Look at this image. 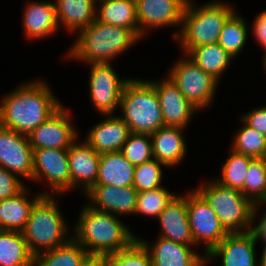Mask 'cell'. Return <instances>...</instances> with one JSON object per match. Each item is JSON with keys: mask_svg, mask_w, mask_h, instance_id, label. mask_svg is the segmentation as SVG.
<instances>
[{"mask_svg": "<svg viewBox=\"0 0 266 266\" xmlns=\"http://www.w3.org/2000/svg\"><path fill=\"white\" fill-rule=\"evenodd\" d=\"M175 195L163 186L138 192L134 214H143L157 219Z\"/></svg>", "mask_w": 266, "mask_h": 266, "instance_id": "cell-36", "label": "cell"}, {"mask_svg": "<svg viewBox=\"0 0 266 266\" xmlns=\"http://www.w3.org/2000/svg\"><path fill=\"white\" fill-rule=\"evenodd\" d=\"M150 254L153 266H205V256L191 249L196 245H186L158 237L151 245L137 238Z\"/></svg>", "mask_w": 266, "mask_h": 266, "instance_id": "cell-18", "label": "cell"}, {"mask_svg": "<svg viewBox=\"0 0 266 266\" xmlns=\"http://www.w3.org/2000/svg\"><path fill=\"white\" fill-rule=\"evenodd\" d=\"M162 166L165 164L158 162L155 158L135 166L133 187L138 191H148L162 187L163 177Z\"/></svg>", "mask_w": 266, "mask_h": 266, "instance_id": "cell-38", "label": "cell"}, {"mask_svg": "<svg viewBox=\"0 0 266 266\" xmlns=\"http://www.w3.org/2000/svg\"><path fill=\"white\" fill-rule=\"evenodd\" d=\"M51 195H42L33 205L29 219L21 231L33 256L66 243L68 225ZM68 237V238H67Z\"/></svg>", "mask_w": 266, "mask_h": 266, "instance_id": "cell-6", "label": "cell"}, {"mask_svg": "<svg viewBox=\"0 0 266 266\" xmlns=\"http://www.w3.org/2000/svg\"><path fill=\"white\" fill-rule=\"evenodd\" d=\"M91 255L73 237L34 256L33 266H81Z\"/></svg>", "mask_w": 266, "mask_h": 266, "instance_id": "cell-28", "label": "cell"}, {"mask_svg": "<svg viewBox=\"0 0 266 266\" xmlns=\"http://www.w3.org/2000/svg\"><path fill=\"white\" fill-rule=\"evenodd\" d=\"M29 189L26 187L17 195L0 200V230L22 231L29 219L30 211L35 202L42 195H50L49 192H41L28 199Z\"/></svg>", "mask_w": 266, "mask_h": 266, "instance_id": "cell-24", "label": "cell"}, {"mask_svg": "<svg viewBox=\"0 0 266 266\" xmlns=\"http://www.w3.org/2000/svg\"><path fill=\"white\" fill-rule=\"evenodd\" d=\"M248 126L266 136V105L255 108L240 117Z\"/></svg>", "mask_w": 266, "mask_h": 266, "instance_id": "cell-40", "label": "cell"}, {"mask_svg": "<svg viewBox=\"0 0 266 266\" xmlns=\"http://www.w3.org/2000/svg\"><path fill=\"white\" fill-rule=\"evenodd\" d=\"M58 100L43 80L19 85L0 101V126L29 135L62 106Z\"/></svg>", "mask_w": 266, "mask_h": 266, "instance_id": "cell-1", "label": "cell"}, {"mask_svg": "<svg viewBox=\"0 0 266 266\" xmlns=\"http://www.w3.org/2000/svg\"><path fill=\"white\" fill-rule=\"evenodd\" d=\"M139 37L147 29L182 25L184 9L188 0H135Z\"/></svg>", "mask_w": 266, "mask_h": 266, "instance_id": "cell-14", "label": "cell"}, {"mask_svg": "<svg viewBox=\"0 0 266 266\" xmlns=\"http://www.w3.org/2000/svg\"><path fill=\"white\" fill-rule=\"evenodd\" d=\"M68 58L84 63H111L141 38L132 30L95 20L80 30Z\"/></svg>", "mask_w": 266, "mask_h": 266, "instance_id": "cell-3", "label": "cell"}, {"mask_svg": "<svg viewBox=\"0 0 266 266\" xmlns=\"http://www.w3.org/2000/svg\"><path fill=\"white\" fill-rule=\"evenodd\" d=\"M98 3L95 20L132 29L139 36L135 0H103Z\"/></svg>", "mask_w": 266, "mask_h": 266, "instance_id": "cell-27", "label": "cell"}, {"mask_svg": "<svg viewBox=\"0 0 266 266\" xmlns=\"http://www.w3.org/2000/svg\"><path fill=\"white\" fill-rule=\"evenodd\" d=\"M184 130L181 127L164 126L150 134L153 158L166 167L179 165L187 154Z\"/></svg>", "mask_w": 266, "mask_h": 266, "instance_id": "cell-22", "label": "cell"}, {"mask_svg": "<svg viewBox=\"0 0 266 266\" xmlns=\"http://www.w3.org/2000/svg\"><path fill=\"white\" fill-rule=\"evenodd\" d=\"M75 235L72 236L91 256H104L128 248L137 236L114 214L83 205Z\"/></svg>", "mask_w": 266, "mask_h": 266, "instance_id": "cell-2", "label": "cell"}, {"mask_svg": "<svg viewBox=\"0 0 266 266\" xmlns=\"http://www.w3.org/2000/svg\"><path fill=\"white\" fill-rule=\"evenodd\" d=\"M48 182L53 195L65 194L71 190L68 149H36L33 150L32 181Z\"/></svg>", "mask_w": 266, "mask_h": 266, "instance_id": "cell-11", "label": "cell"}, {"mask_svg": "<svg viewBox=\"0 0 266 266\" xmlns=\"http://www.w3.org/2000/svg\"><path fill=\"white\" fill-rule=\"evenodd\" d=\"M104 266H153L144 245L136 239L128 248L102 256Z\"/></svg>", "mask_w": 266, "mask_h": 266, "instance_id": "cell-35", "label": "cell"}, {"mask_svg": "<svg viewBox=\"0 0 266 266\" xmlns=\"http://www.w3.org/2000/svg\"><path fill=\"white\" fill-rule=\"evenodd\" d=\"M68 160L71 190L81 186L86 194L96 184L100 154L94 151L86 141L78 144L74 142L68 148Z\"/></svg>", "mask_w": 266, "mask_h": 266, "instance_id": "cell-19", "label": "cell"}, {"mask_svg": "<svg viewBox=\"0 0 266 266\" xmlns=\"http://www.w3.org/2000/svg\"><path fill=\"white\" fill-rule=\"evenodd\" d=\"M254 158L236 153L231 150L227 160L221 168V177L215 181L221 185L241 191L244 195V182L250 162Z\"/></svg>", "mask_w": 266, "mask_h": 266, "instance_id": "cell-32", "label": "cell"}, {"mask_svg": "<svg viewBox=\"0 0 266 266\" xmlns=\"http://www.w3.org/2000/svg\"><path fill=\"white\" fill-rule=\"evenodd\" d=\"M134 166L153 158L150 134L131 133L120 151Z\"/></svg>", "mask_w": 266, "mask_h": 266, "instance_id": "cell-37", "label": "cell"}, {"mask_svg": "<svg viewBox=\"0 0 266 266\" xmlns=\"http://www.w3.org/2000/svg\"><path fill=\"white\" fill-rule=\"evenodd\" d=\"M33 261L22 232L0 230V266H33Z\"/></svg>", "mask_w": 266, "mask_h": 266, "instance_id": "cell-29", "label": "cell"}, {"mask_svg": "<svg viewBox=\"0 0 266 266\" xmlns=\"http://www.w3.org/2000/svg\"><path fill=\"white\" fill-rule=\"evenodd\" d=\"M265 202H261L259 204L256 205V217H257V213H258V208H260V206L265 205ZM265 212L262 216H260V220L258 222V224L255 225L254 230L256 231L257 235H258V239H261L263 243H266V210H264Z\"/></svg>", "mask_w": 266, "mask_h": 266, "instance_id": "cell-42", "label": "cell"}, {"mask_svg": "<svg viewBox=\"0 0 266 266\" xmlns=\"http://www.w3.org/2000/svg\"><path fill=\"white\" fill-rule=\"evenodd\" d=\"M157 92L161 105L164 126L187 128L193 115L199 111L167 77L161 81L148 80ZM194 113V114H193Z\"/></svg>", "mask_w": 266, "mask_h": 266, "instance_id": "cell-16", "label": "cell"}, {"mask_svg": "<svg viewBox=\"0 0 266 266\" xmlns=\"http://www.w3.org/2000/svg\"><path fill=\"white\" fill-rule=\"evenodd\" d=\"M194 6V1L188 0L181 28L173 34L185 54L194 47L217 43L225 22L235 12L230 4L220 0Z\"/></svg>", "mask_w": 266, "mask_h": 266, "instance_id": "cell-4", "label": "cell"}, {"mask_svg": "<svg viewBox=\"0 0 266 266\" xmlns=\"http://www.w3.org/2000/svg\"><path fill=\"white\" fill-rule=\"evenodd\" d=\"M89 66L91 103L101 115L113 114L119 108L122 91L130 78L121 80L111 63H92Z\"/></svg>", "mask_w": 266, "mask_h": 266, "instance_id": "cell-10", "label": "cell"}, {"mask_svg": "<svg viewBox=\"0 0 266 266\" xmlns=\"http://www.w3.org/2000/svg\"><path fill=\"white\" fill-rule=\"evenodd\" d=\"M62 105L53 115L41 123L28 136L33 150L68 149L77 141V130L70 122V112Z\"/></svg>", "mask_w": 266, "mask_h": 266, "instance_id": "cell-12", "label": "cell"}, {"mask_svg": "<svg viewBox=\"0 0 266 266\" xmlns=\"http://www.w3.org/2000/svg\"><path fill=\"white\" fill-rule=\"evenodd\" d=\"M81 266H104L102 256H90Z\"/></svg>", "mask_w": 266, "mask_h": 266, "instance_id": "cell-43", "label": "cell"}, {"mask_svg": "<svg viewBox=\"0 0 266 266\" xmlns=\"http://www.w3.org/2000/svg\"><path fill=\"white\" fill-rule=\"evenodd\" d=\"M241 16L235 11L227 19L217 42L233 58L238 56L247 42L248 25Z\"/></svg>", "mask_w": 266, "mask_h": 266, "instance_id": "cell-31", "label": "cell"}, {"mask_svg": "<svg viewBox=\"0 0 266 266\" xmlns=\"http://www.w3.org/2000/svg\"><path fill=\"white\" fill-rule=\"evenodd\" d=\"M23 11L22 27L30 40L47 38L60 29L54 3L48 1L28 2Z\"/></svg>", "mask_w": 266, "mask_h": 266, "instance_id": "cell-23", "label": "cell"}, {"mask_svg": "<svg viewBox=\"0 0 266 266\" xmlns=\"http://www.w3.org/2000/svg\"><path fill=\"white\" fill-rule=\"evenodd\" d=\"M183 54L184 58L175 62L166 77L196 109H207L211 107L219 81L203 71L187 54Z\"/></svg>", "mask_w": 266, "mask_h": 266, "instance_id": "cell-8", "label": "cell"}, {"mask_svg": "<svg viewBox=\"0 0 266 266\" xmlns=\"http://www.w3.org/2000/svg\"><path fill=\"white\" fill-rule=\"evenodd\" d=\"M187 211L193 241L196 246L203 243L205 256L228 233L210 205L195 189L187 193Z\"/></svg>", "mask_w": 266, "mask_h": 266, "instance_id": "cell-9", "label": "cell"}, {"mask_svg": "<svg viewBox=\"0 0 266 266\" xmlns=\"http://www.w3.org/2000/svg\"><path fill=\"white\" fill-rule=\"evenodd\" d=\"M258 240L255 230L228 234L205 255V263L221 257L222 266H259L255 252Z\"/></svg>", "mask_w": 266, "mask_h": 266, "instance_id": "cell-15", "label": "cell"}, {"mask_svg": "<svg viewBox=\"0 0 266 266\" xmlns=\"http://www.w3.org/2000/svg\"><path fill=\"white\" fill-rule=\"evenodd\" d=\"M135 166L121 152L100 154L95 185L133 186Z\"/></svg>", "mask_w": 266, "mask_h": 266, "instance_id": "cell-26", "label": "cell"}, {"mask_svg": "<svg viewBox=\"0 0 266 266\" xmlns=\"http://www.w3.org/2000/svg\"><path fill=\"white\" fill-rule=\"evenodd\" d=\"M219 217L228 234L254 230L256 205L237 189L225 187L215 180L195 189Z\"/></svg>", "mask_w": 266, "mask_h": 266, "instance_id": "cell-5", "label": "cell"}, {"mask_svg": "<svg viewBox=\"0 0 266 266\" xmlns=\"http://www.w3.org/2000/svg\"><path fill=\"white\" fill-rule=\"evenodd\" d=\"M96 5L94 0H56L58 25H63L70 33L79 32L95 21Z\"/></svg>", "mask_w": 266, "mask_h": 266, "instance_id": "cell-25", "label": "cell"}, {"mask_svg": "<svg viewBox=\"0 0 266 266\" xmlns=\"http://www.w3.org/2000/svg\"><path fill=\"white\" fill-rule=\"evenodd\" d=\"M100 1H103V0H94L95 3H96V2L98 3V2H100Z\"/></svg>", "mask_w": 266, "mask_h": 266, "instance_id": "cell-46", "label": "cell"}, {"mask_svg": "<svg viewBox=\"0 0 266 266\" xmlns=\"http://www.w3.org/2000/svg\"><path fill=\"white\" fill-rule=\"evenodd\" d=\"M253 34L259 44L266 50V10L257 14L253 22Z\"/></svg>", "mask_w": 266, "mask_h": 266, "instance_id": "cell-41", "label": "cell"}, {"mask_svg": "<svg viewBox=\"0 0 266 266\" xmlns=\"http://www.w3.org/2000/svg\"><path fill=\"white\" fill-rule=\"evenodd\" d=\"M264 56H263V67H264V69L266 70V50L264 51V54H263ZM266 73V72H265Z\"/></svg>", "mask_w": 266, "mask_h": 266, "instance_id": "cell-45", "label": "cell"}, {"mask_svg": "<svg viewBox=\"0 0 266 266\" xmlns=\"http://www.w3.org/2000/svg\"><path fill=\"white\" fill-rule=\"evenodd\" d=\"M0 166L32 181L33 148L27 135L0 126Z\"/></svg>", "mask_w": 266, "mask_h": 266, "instance_id": "cell-13", "label": "cell"}, {"mask_svg": "<svg viewBox=\"0 0 266 266\" xmlns=\"http://www.w3.org/2000/svg\"><path fill=\"white\" fill-rule=\"evenodd\" d=\"M161 235L167 240L186 245H195L188 221L187 195H175L157 218Z\"/></svg>", "mask_w": 266, "mask_h": 266, "instance_id": "cell-20", "label": "cell"}, {"mask_svg": "<svg viewBox=\"0 0 266 266\" xmlns=\"http://www.w3.org/2000/svg\"><path fill=\"white\" fill-rule=\"evenodd\" d=\"M241 121L243 126L234 135L231 150L254 159L266 158V136Z\"/></svg>", "mask_w": 266, "mask_h": 266, "instance_id": "cell-33", "label": "cell"}, {"mask_svg": "<svg viewBox=\"0 0 266 266\" xmlns=\"http://www.w3.org/2000/svg\"><path fill=\"white\" fill-rule=\"evenodd\" d=\"M259 266H266V243H264L263 252L260 261H258Z\"/></svg>", "mask_w": 266, "mask_h": 266, "instance_id": "cell-44", "label": "cell"}, {"mask_svg": "<svg viewBox=\"0 0 266 266\" xmlns=\"http://www.w3.org/2000/svg\"><path fill=\"white\" fill-rule=\"evenodd\" d=\"M104 117V121L94 125L86 134L85 141L99 154L120 152L131 134L130 128L121 116L108 114Z\"/></svg>", "mask_w": 266, "mask_h": 266, "instance_id": "cell-21", "label": "cell"}, {"mask_svg": "<svg viewBox=\"0 0 266 266\" xmlns=\"http://www.w3.org/2000/svg\"><path fill=\"white\" fill-rule=\"evenodd\" d=\"M119 107L131 133L152 134L164 127L157 92L148 80L130 78L122 91Z\"/></svg>", "mask_w": 266, "mask_h": 266, "instance_id": "cell-7", "label": "cell"}, {"mask_svg": "<svg viewBox=\"0 0 266 266\" xmlns=\"http://www.w3.org/2000/svg\"><path fill=\"white\" fill-rule=\"evenodd\" d=\"M244 196L255 205L266 201V158L253 159L244 182Z\"/></svg>", "mask_w": 266, "mask_h": 266, "instance_id": "cell-34", "label": "cell"}, {"mask_svg": "<svg viewBox=\"0 0 266 266\" xmlns=\"http://www.w3.org/2000/svg\"><path fill=\"white\" fill-rule=\"evenodd\" d=\"M25 188L19 177L0 166V200L13 197Z\"/></svg>", "mask_w": 266, "mask_h": 266, "instance_id": "cell-39", "label": "cell"}, {"mask_svg": "<svg viewBox=\"0 0 266 266\" xmlns=\"http://www.w3.org/2000/svg\"><path fill=\"white\" fill-rule=\"evenodd\" d=\"M138 191L133 186L94 185L87 193L89 206L114 215L134 214ZM92 202V203H91Z\"/></svg>", "mask_w": 266, "mask_h": 266, "instance_id": "cell-17", "label": "cell"}, {"mask_svg": "<svg viewBox=\"0 0 266 266\" xmlns=\"http://www.w3.org/2000/svg\"><path fill=\"white\" fill-rule=\"evenodd\" d=\"M187 55L218 81L234 59L218 43L194 47Z\"/></svg>", "mask_w": 266, "mask_h": 266, "instance_id": "cell-30", "label": "cell"}]
</instances>
